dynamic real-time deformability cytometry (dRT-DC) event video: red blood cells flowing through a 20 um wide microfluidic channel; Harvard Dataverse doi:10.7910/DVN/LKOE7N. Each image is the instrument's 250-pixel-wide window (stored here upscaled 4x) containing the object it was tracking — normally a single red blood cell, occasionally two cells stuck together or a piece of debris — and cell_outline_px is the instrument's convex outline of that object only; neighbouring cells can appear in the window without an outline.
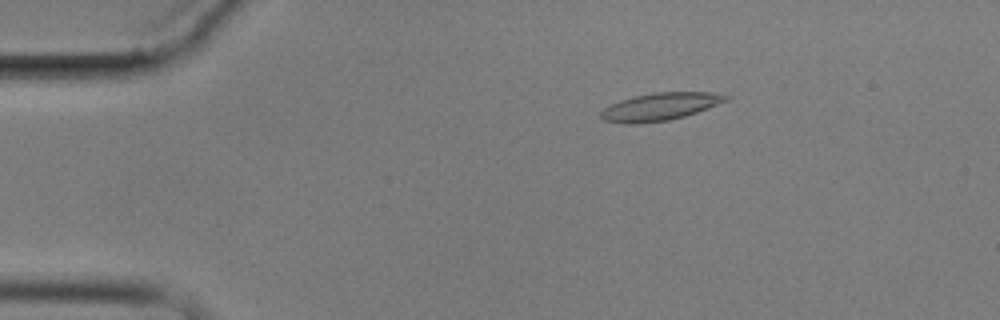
{"species": "common noctule bat (a hibernating species)", "species_latin": "Nyctalus noctula", "temperature_condition": "cold", "stored_images_in_passage": 4, "camera_frame_rate_fps": 3000, "um_per_image_px": 0.085, "animal": {"sex": "male", "body_mass_g": 17.9}, "frame": {"image": 1, "passage_image": 2, "time_ms": 2.0, "image_size_px": [1000, 320], "cell_outline_px": [[732, 96], [728, 100], [708, 108], [684, 116], [668, 120], [628, 124], [604, 120], [600, 116], [600, 112], [604, 108], [620, 100], [632, 96], [656, 92], [708, 92]], "centroid_in_image_um": [56.11, 9.05], "position_along_channel_um": 28.9, "area_um2": 19.88}}